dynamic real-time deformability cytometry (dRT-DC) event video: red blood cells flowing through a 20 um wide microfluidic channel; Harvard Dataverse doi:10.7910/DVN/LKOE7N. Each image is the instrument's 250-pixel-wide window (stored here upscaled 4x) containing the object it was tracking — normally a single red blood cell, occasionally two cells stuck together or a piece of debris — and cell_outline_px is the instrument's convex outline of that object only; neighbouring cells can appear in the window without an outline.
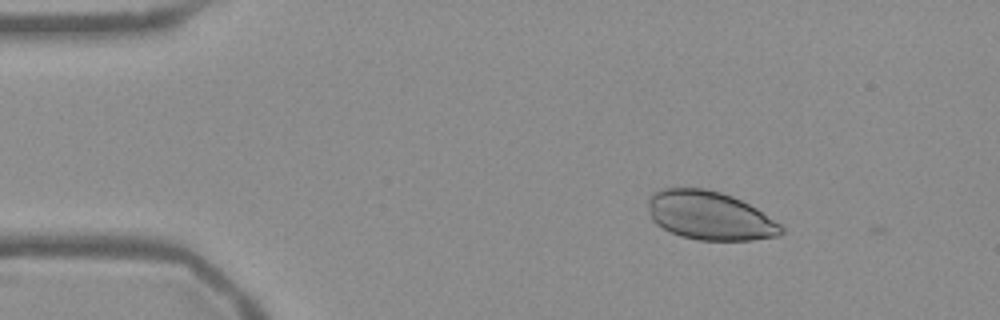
{"species": "Egyptian fruit bat (a non-hibernating species)", "species_latin": "Rousettus aegyptiacus", "temperature_condition": "warm", "stored_images_in_passage": 6, "camera_frame_rate_fps": 3000, "um_per_image_px": 0.085, "frame": {"image": 1, "passage_image": 1, "time_ms": 0.0, "image_size_px": [1000, 320], "cell_outline_px": [[784, 232], [780, 236], [752, 240], [700, 240], [680, 236], [656, 224], [652, 220], [648, 204], [648, 200], [652, 192], [660, 188], [708, 188], [732, 196], [756, 208], [780, 224], [784, 228]], "centroid_in_image_um": [60.32, 18.32], "position_along_channel_um": 24.7, "area_um2": 37.74}}